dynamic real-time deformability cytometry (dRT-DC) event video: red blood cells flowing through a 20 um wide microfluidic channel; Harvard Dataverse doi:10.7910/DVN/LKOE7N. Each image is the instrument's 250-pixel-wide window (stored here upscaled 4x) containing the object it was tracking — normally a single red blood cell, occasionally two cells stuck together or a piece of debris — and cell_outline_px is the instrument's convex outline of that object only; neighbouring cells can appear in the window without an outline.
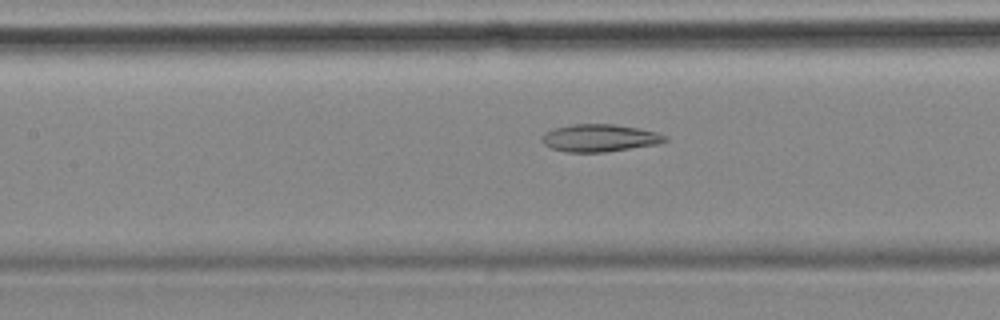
{"species": "common noctule bat (a hibernating species)", "species_latin": "Nyctalus noctula", "temperature_condition": "cold", "stored_images_in_passage": 18, "camera_frame_rate_fps": 3000, "um_per_image_px": 0.085, "animal": {"sex": "female", "body_mass_g": 18.4}, "frame": {"image": 1, "passage_image": 16, "time_ms": 5.0, "image_size_px": [1000, 320], "cell_outline_px": [[668, 140], [656, 144], [604, 152], [568, 152], [552, 148], [544, 144], [540, 140], [540, 136], [544, 132], [556, 128], [572, 124], [612, 124], [640, 128], [656, 132], [668, 136]], "centroid_in_image_um": [50.95, 11.72], "position_along_channel_um": 156.5, "area_um2": 19.65}}